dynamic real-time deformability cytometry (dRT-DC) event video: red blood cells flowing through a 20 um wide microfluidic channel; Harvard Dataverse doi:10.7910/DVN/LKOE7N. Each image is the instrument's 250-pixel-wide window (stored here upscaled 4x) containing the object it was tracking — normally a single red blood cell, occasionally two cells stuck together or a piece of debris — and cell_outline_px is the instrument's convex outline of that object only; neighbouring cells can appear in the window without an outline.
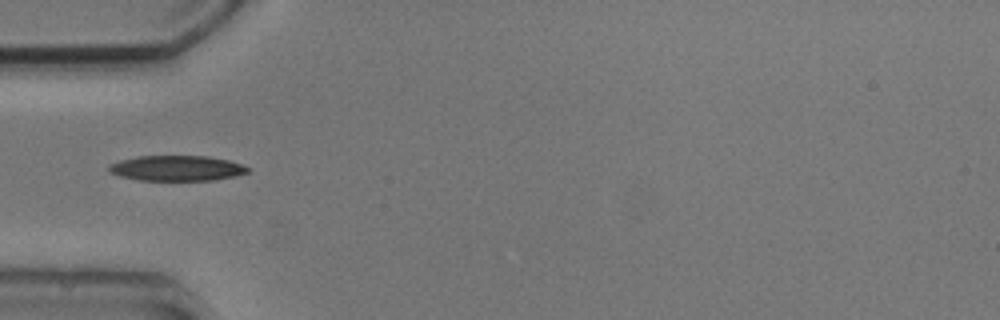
{"species": "common noctule bat (a hibernating species)", "species_latin": "Nyctalus noctula", "temperature_condition": "cold", "stored_images_in_passage": 2, "camera_frame_rate_fps": 3000, "um_per_image_px": 0.085, "animal": {"sex": "male", "body_mass_g": 20.5, "forearm_length_mm": 52.5}, "frame": {"image": 1, "passage_image": 1, "time_ms": 0.0, "image_size_px": [1000, 320], "cell_outline_px": [[248, 172], [236, 176], [216, 180], [136, 180], [120, 176], [108, 172], [108, 164], [120, 160], [136, 156], [208, 156], [228, 160], [240, 164], [248, 168]], "centroid_in_image_um": [14.98, 14.3], "position_along_channel_um": 70.0, "area_um2": 20.58}}